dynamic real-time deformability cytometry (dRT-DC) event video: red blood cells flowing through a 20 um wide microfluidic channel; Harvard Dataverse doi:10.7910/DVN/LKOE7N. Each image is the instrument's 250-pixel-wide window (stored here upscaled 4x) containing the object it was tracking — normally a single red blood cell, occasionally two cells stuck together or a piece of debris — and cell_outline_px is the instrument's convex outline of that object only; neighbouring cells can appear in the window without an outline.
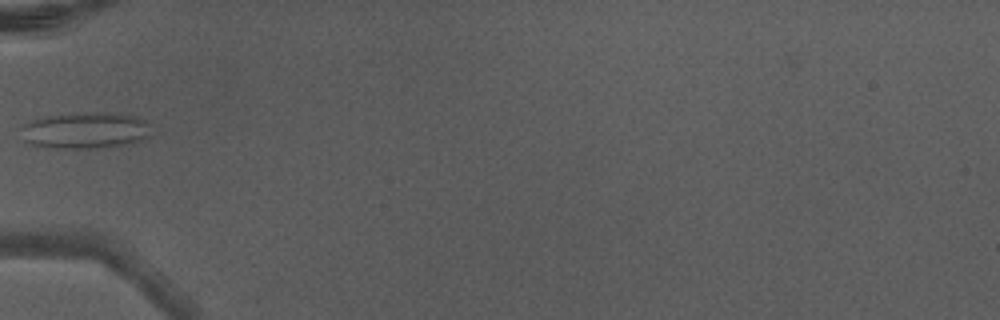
{"species": "Egyptian fruit bat (a non-hibernating species)", "species_latin": "Rousettus aegyptiacus", "temperature_condition": "warm", "stored_images_in_passage": 6, "camera_frame_rate_fps": 3000, "um_per_image_px": 0.085, "animal": {"sex": "male"}, "frame": {"image": 1, "passage_image": 6, "time_ms": 1.667, "image_size_px": [1000, 320], "cell_outline_px": [[152, 136], [144, 140], [128, 144], [92, 148], [52, 148], [28, 144], [24, 140], [20, 128], [24, 124], [32, 120], [44, 116], [96, 112], [136, 116], [144, 120], [148, 124]], "centroid_in_image_um": [7.25, 11.1], "position_along_channel_um": 77.8, "area_um2": 27.63}}